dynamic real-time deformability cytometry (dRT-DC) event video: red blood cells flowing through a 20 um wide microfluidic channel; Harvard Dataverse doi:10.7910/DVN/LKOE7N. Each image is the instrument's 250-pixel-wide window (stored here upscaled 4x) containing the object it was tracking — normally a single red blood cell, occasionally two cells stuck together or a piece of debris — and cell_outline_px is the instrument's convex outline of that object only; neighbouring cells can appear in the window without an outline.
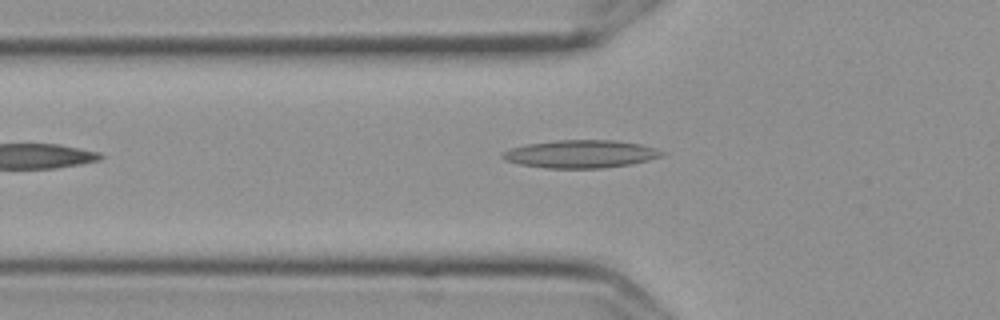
{"species": "Egyptian fruit bat (a non-hibernating species)", "species_latin": "Rousettus aegyptiacus", "temperature_condition": "cold", "stored_images_in_passage": 24, "camera_frame_rate_fps": 3000, "um_per_image_px": 0.085, "frame": {"image": 1, "passage_image": 2, "time_ms": 0.333, "image_size_px": [1000, 320], "cell_outline_px": [[664, 152], [660, 156], [648, 160], [632, 164], [600, 168], [548, 168], [520, 164], [504, 160], [500, 156], [504, 152], [512, 148], [524, 144], [556, 140], [616, 140], [640, 144], [656, 148]], "centroid_in_image_um": [49.34, 13.08], "position_along_channel_um": 76.5, "area_um2": 25.78}}
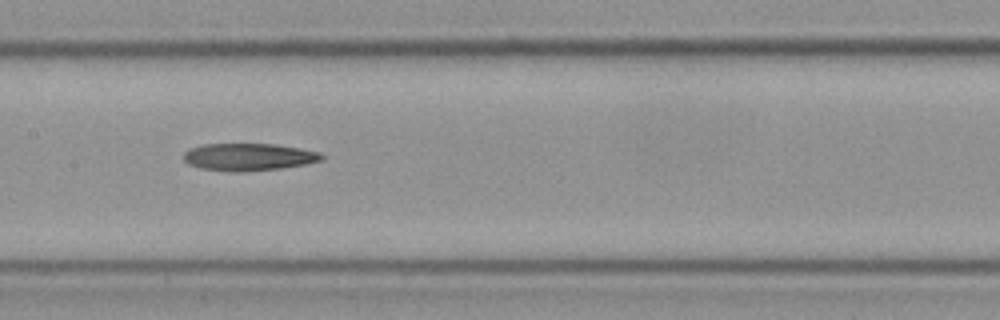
{"frame": {"image": 2, "passage_image": 11, "time_ms": 3.333, "image_size_px": [1000, 320], "cell_outline_px": [[324, 156], [320, 160], [304, 164], [280, 168], [200, 168], [188, 164], [184, 160], [184, 152], [188, 148], [204, 144], [276, 144], [320, 152]], "centroid_in_image_um": [21.13, 13.27], "position_along_channel_um": 186.3, "area_um2": 20.63}}
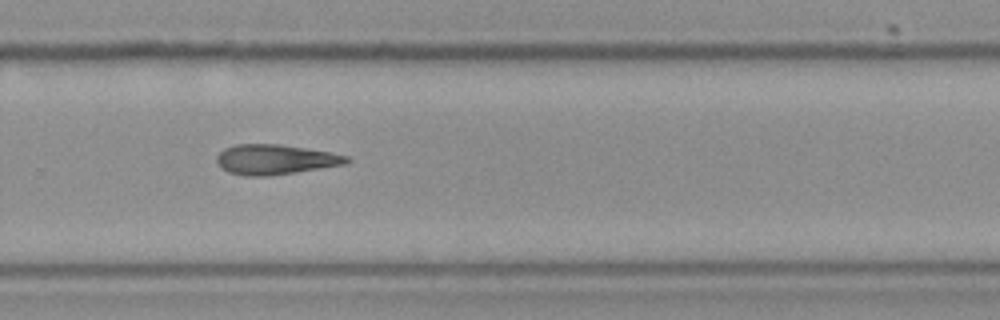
{"frame": {"image": 3, "passage_image": 21, "time_ms": 6.667, "image_size_px": [1000, 320], "cell_outline_px": [[352, 160], [344, 164], [268, 176], [248, 176], [228, 172], [220, 168], [216, 160], [216, 156], [224, 148], [236, 144], [280, 144], [332, 152], [348, 156]], "centroid_in_image_um": [23.37, 13.55], "position_along_channel_um": 306.4, "area_um2": 22.66}}